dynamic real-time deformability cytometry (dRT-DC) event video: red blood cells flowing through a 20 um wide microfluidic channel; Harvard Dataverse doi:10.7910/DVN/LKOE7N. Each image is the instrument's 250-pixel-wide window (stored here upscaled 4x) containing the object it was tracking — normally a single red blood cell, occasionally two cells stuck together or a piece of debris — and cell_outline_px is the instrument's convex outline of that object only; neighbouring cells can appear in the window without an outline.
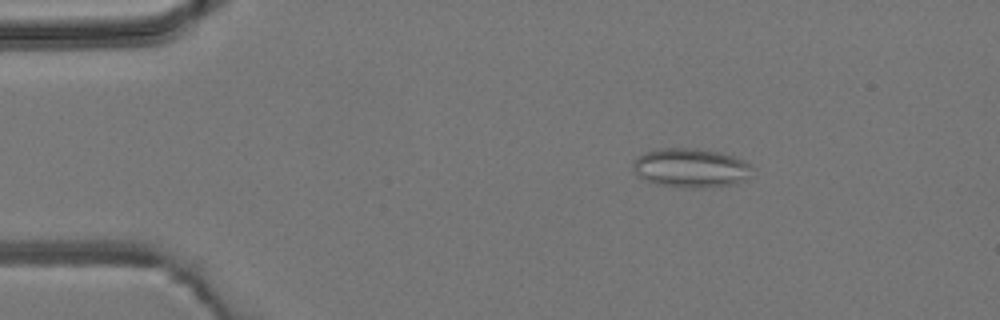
{"species": "common noctule bat (a hibernating species)", "species_latin": "Nyctalus noctula", "temperature_condition": "room temperature", "stored_images_in_passage": 6, "camera_frame_rate_fps": 3000, "um_per_image_px": 0.085, "animal": {"sex": "male", "body_mass_g": 19.2, "forearm_length_mm": 51.8}, "frame": {"image": 1, "passage_image": 2, "time_ms": 1.333, "image_size_px": [1000, 320], "cell_outline_px": [[748, 176], [744, 180], [736, 184], [708, 188], [680, 188], [656, 184], [640, 176], [632, 168], [632, 160], [636, 156], [644, 152], [660, 148], [696, 148], [720, 152], [744, 160], [748, 164]], "centroid_in_image_um": [58.66, 14.27], "position_along_channel_um": 26.3, "area_um2": 27.28}}
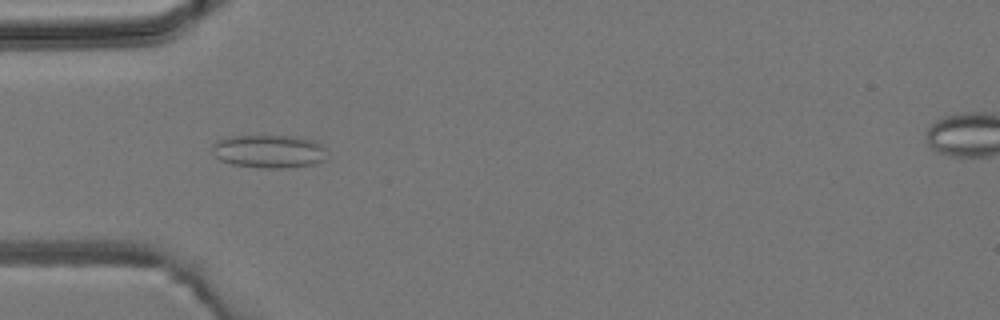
{"frame": {"image": 2, "passage_image": 4, "time_ms": 3.667, "image_size_px": [1000, 320], "cell_outline_px": [[328, 148], [324, 160], [312, 164], [288, 168], [260, 168], [232, 164], [220, 160], [212, 152], [212, 144], [216, 140], [228, 136], [292, 136], [312, 140]], "centroid_in_image_um": [22.85, 12.86], "position_along_channel_um": 62.2, "area_um2": 22.37}}
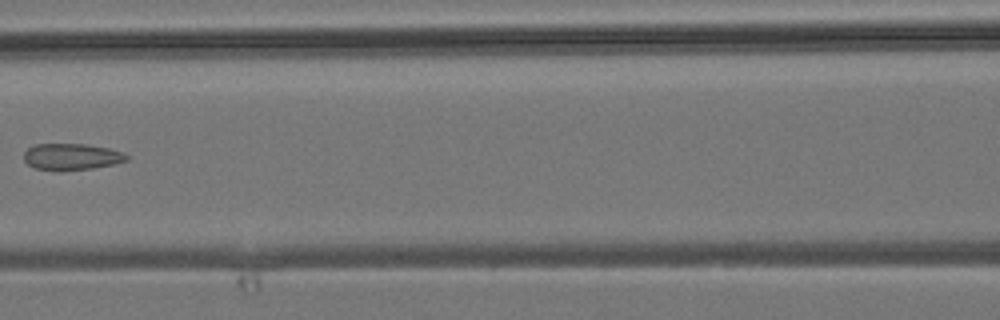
{"frame": {"image": 3, "passage_image": 6, "time_ms": 6.0, "image_size_px": [1000, 320], "cell_outline_px": [[128, 160], [112, 164], [92, 168], [60, 172], [32, 168], [24, 160], [24, 152], [28, 148], [36, 144], [84, 144], [108, 148], [120, 152], [128, 156]], "centroid_in_image_um": [6.02, 13.34], "position_along_channel_um": 160.6, "area_um2": 15.95}}